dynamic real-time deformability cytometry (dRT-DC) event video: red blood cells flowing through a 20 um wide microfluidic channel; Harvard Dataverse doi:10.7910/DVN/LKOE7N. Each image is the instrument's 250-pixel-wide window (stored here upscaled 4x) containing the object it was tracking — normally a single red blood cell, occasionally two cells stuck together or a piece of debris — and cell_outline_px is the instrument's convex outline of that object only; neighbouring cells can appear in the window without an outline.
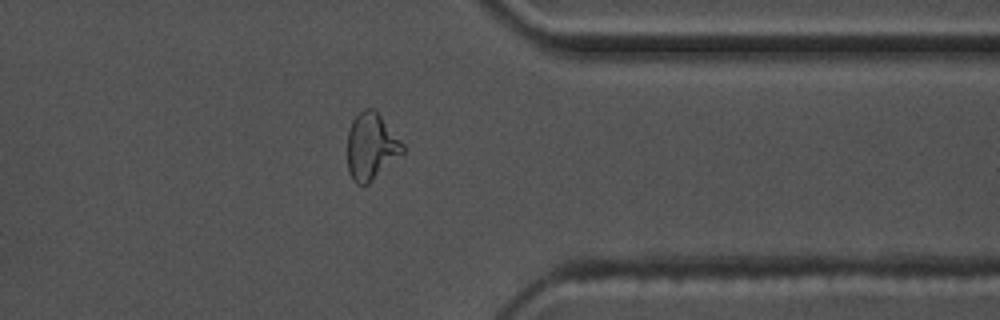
{"species": "common noctule bat (a hibernating species)", "species_latin": "Nyctalus noctula", "temperature_condition": "warm", "stored_images_in_passage": 40, "camera_frame_rate_fps": 3000, "um_per_image_px": 0.085, "animal": {"sex": "male", "body_mass_g": 17.5, "forearm_length_mm": 52.3}, "frame": {"image": 1, "passage_image": 29, "time_ms": 9.333, "image_size_px": [1000, 320], "cell_outline_px": [[404, 152], [368, 184], [356, 184], [352, 180], [348, 172], [348, 132], [352, 120], [364, 108], [372, 108], [380, 116], [404, 144]], "centroid_in_image_um": [31.53, 12.47], "position_along_channel_um": 379.9, "area_um2": 21.21}, "authors_computed_cell_mechanics": {"area_um2": 20.23, "velocity_mm_per_s": 3.6494, "shape_relaxation_time_tau1_ms": 4.1719, "shape_relaxation_time_tau2_ms": 1.8384, "deformation_change_tau1": 0.174, "deformation_change_tau2": 0.1019}}